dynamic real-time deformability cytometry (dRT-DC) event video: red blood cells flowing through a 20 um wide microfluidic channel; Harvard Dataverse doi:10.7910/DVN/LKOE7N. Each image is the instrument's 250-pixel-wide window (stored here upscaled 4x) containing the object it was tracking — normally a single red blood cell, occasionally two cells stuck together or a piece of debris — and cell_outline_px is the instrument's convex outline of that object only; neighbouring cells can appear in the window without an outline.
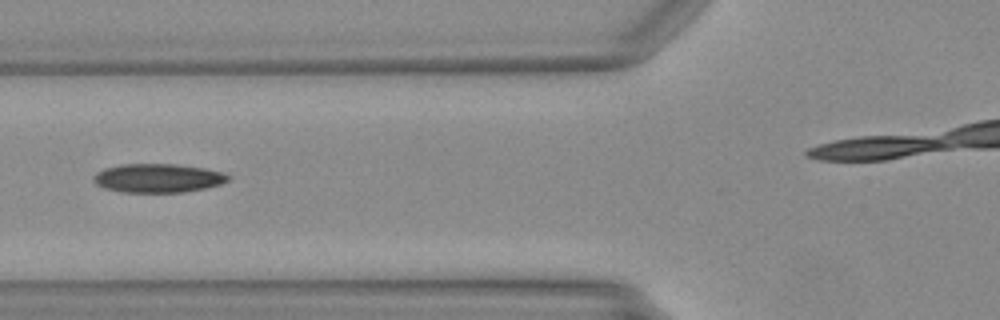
{"species": "Egyptian fruit bat (a non-hibernating species)", "species_latin": "Rousettus aegyptiacus", "temperature_condition": "warm", "stored_images_in_passage": 15, "camera_frame_rate_fps": 3000, "um_per_image_px": 0.085, "animal": {"sex": "female"}, "frame": {"image": 1, "passage_image": 5, "time_ms": 1.333, "image_size_px": [1000, 320], "cell_outline_px": [[232, 176], [228, 180], [220, 184], [204, 188], [184, 192], [124, 192], [104, 188], [96, 184], [92, 180], [96, 172], [104, 168], [124, 164], [176, 164], [204, 168], [224, 172]], "centroid_in_image_um": [13.43, 15.13], "position_along_channel_um": 112.4, "area_um2": 22.6}}
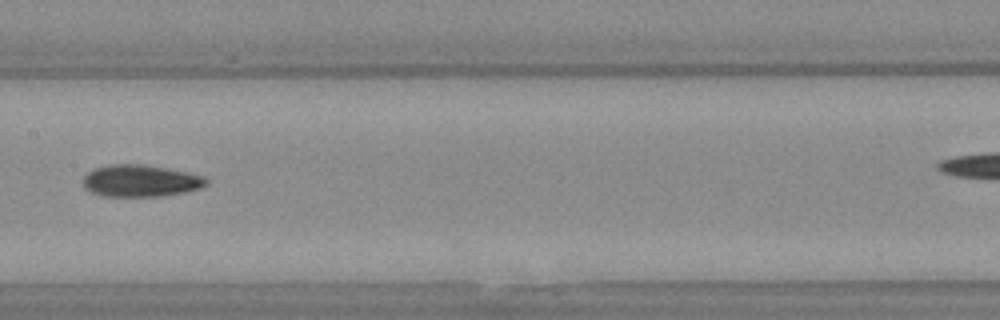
{"frame": {"image": 2, "passage_image": 11, "time_ms": 3.333, "image_size_px": [1000, 320], "cell_outline_px": [[208, 184], [200, 188], [184, 192], [164, 196], [100, 196], [84, 188], [84, 176], [88, 172], [96, 168], [112, 164], [140, 164], [164, 168], [204, 176], [208, 180]], "centroid_in_image_um": [11.94, 15.38], "position_along_channel_um": 195.5, "area_um2": 22.72}}